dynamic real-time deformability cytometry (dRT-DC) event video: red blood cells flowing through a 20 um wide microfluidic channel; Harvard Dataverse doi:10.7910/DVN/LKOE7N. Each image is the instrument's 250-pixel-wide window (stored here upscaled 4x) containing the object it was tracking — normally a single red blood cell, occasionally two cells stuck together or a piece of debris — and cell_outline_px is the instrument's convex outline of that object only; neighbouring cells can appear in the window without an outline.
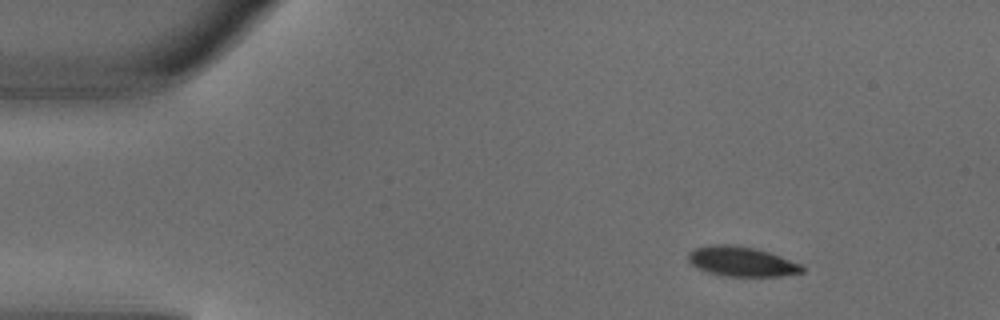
{"species": "common noctule bat (a hibernating species)", "species_latin": "Nyctalus noctula", "temperature_condition": "warm", "stored_images_in_passage": 3, "camera_frame_rate_fps": 3000, "um_per_image_px": 0.085, "animal": {"sex": "male", "body_mass_g": 18.8}, "frame": {"image": 1, "passage_image": 1, "time_ms": 0.0, "image_size_px": [1000, 320], "cell_outline_px": [[804, 272], [780, 276], [728, 276], [708, 272], [692, 264], [688, 260], [688, 252], [696, 248], [712, 244], [728, 244], [752, 248], [768, 252], [800, 264], [804, 268]], "centroid_in_image_um": [63.02, 22.23], "position_along_channel_um": 22.0, "area_um2": 19.36}}